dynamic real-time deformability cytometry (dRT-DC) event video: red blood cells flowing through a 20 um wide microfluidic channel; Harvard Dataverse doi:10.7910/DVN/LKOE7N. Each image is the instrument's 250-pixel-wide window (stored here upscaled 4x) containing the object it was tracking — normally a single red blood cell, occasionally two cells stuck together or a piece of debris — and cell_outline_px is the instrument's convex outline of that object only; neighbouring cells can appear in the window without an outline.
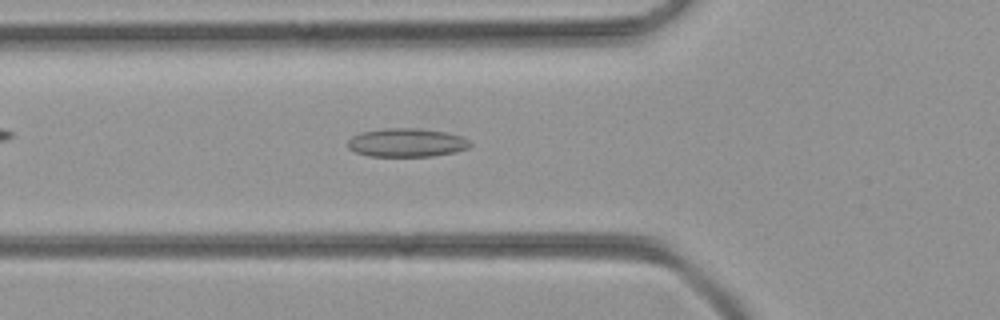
{"species": "common noctule bat (a hibernating species)", "species_latin": "Nyctalus noctula", "temperature_condition": "room temperature", "stored_images_in_passage": 47, "camera_frame_rate_fps": 3000, "um_per_image_px": 0.085, "animal": {"sex": "female", "body_mass_g": 21.9}, "frame": {"image": 1, "passage_image": 14, "time_ms": 4.333, "image_size_px": [1000, 320], "cell_outline_px": [[472, 144], [468, 148], [456, 152], [432, 156], [368, 156], [356, 152], [348, 148], [348, 140], [352, 136], [360, 132], [384, 128], [420, 128], [444, 132], [460, 136], [468, 140]], "centroid_in_image_um": [34.55, 12.12], "position_along_channel_um": 91.3, "area_um2": 20.4}}
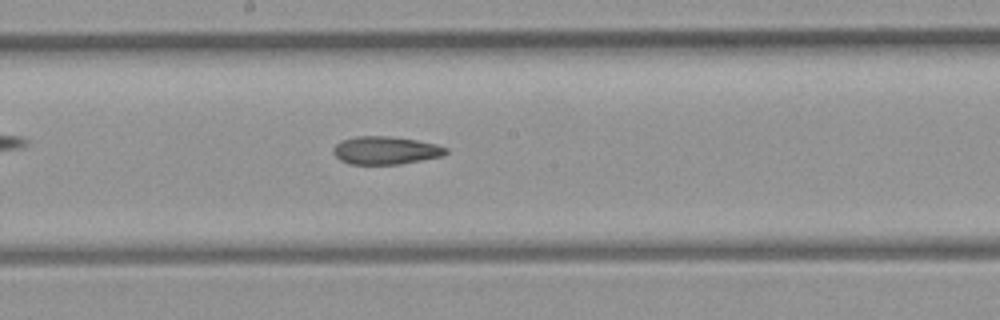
{"frame": {"image": 2, "passage_image": 23, "time_ms": 7.333, "image_size_px": [1000, 320], "cell_outline_px": [[448, 152], [440, 156], [400, 164], [348, 164], [340, 160], [332, 152], [332, 148], [340, 140], [356, 136], [388, 136], [416, 140], [436, 144], [448, 148]], "centroid_in_image_um": [32.72, 12.78], "position_along_channel_um": 215.5, "area_um2": 18.32}}
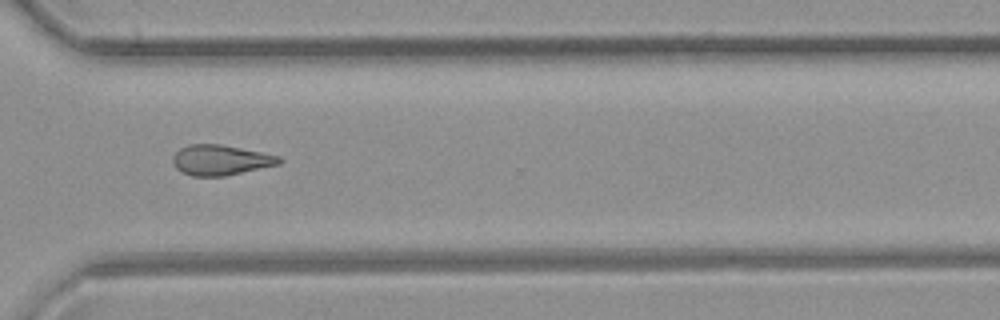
{"frame": {"image": 3, "passage_image": 33, "time_ms": 10.667, "image_size_px": [1000, 320], "cell_outline_px": [[284, 160], [280, 164], [224, 176], [192, 176], [180, 172], [176, 168], [172, 160], [172, 156], [180, 148], [188, 144], [220, 144], [280, 156]], "centroid_in_image_um": [18.73, 13.6], "position_along_channel_um": 351.9, "area_um2": 18.79}}